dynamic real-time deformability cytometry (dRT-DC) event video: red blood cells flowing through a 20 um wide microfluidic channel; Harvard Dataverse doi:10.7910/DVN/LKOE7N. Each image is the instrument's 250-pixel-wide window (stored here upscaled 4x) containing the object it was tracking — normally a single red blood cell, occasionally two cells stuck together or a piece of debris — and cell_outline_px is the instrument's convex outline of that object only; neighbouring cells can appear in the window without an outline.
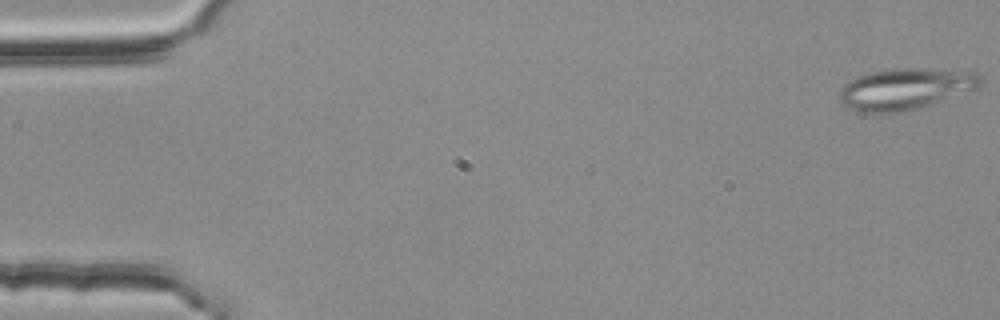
{"species": "common noctule bat (a hibernating species)", "species_latin": "Nyctalus noctula", "temperature_condition": "room temperature", "stored_images_in_passage": 4, "camera_frame_rate_fps": 3000, "um_per_image_px": 0.085, "animal": {"sex": "female", "body_mass_g": 25.1}, "frame": {"image": 1, "passage_image": 1, "time_ms": 0.0, "image_size_px": [1000, 320], "cell_outline_px": [[984, 80], [980, 88], [904, 112], [880, 116], [848, 108], [840, 100], [840, 88], [844, 84], [856, 76], [872, 72], [900, 68], [920, 68], [980, 72]], "centroid_in_image_um": [76.98, 7.57], "position_along_channel_um": 8.0, "area_um2": 34.51}}